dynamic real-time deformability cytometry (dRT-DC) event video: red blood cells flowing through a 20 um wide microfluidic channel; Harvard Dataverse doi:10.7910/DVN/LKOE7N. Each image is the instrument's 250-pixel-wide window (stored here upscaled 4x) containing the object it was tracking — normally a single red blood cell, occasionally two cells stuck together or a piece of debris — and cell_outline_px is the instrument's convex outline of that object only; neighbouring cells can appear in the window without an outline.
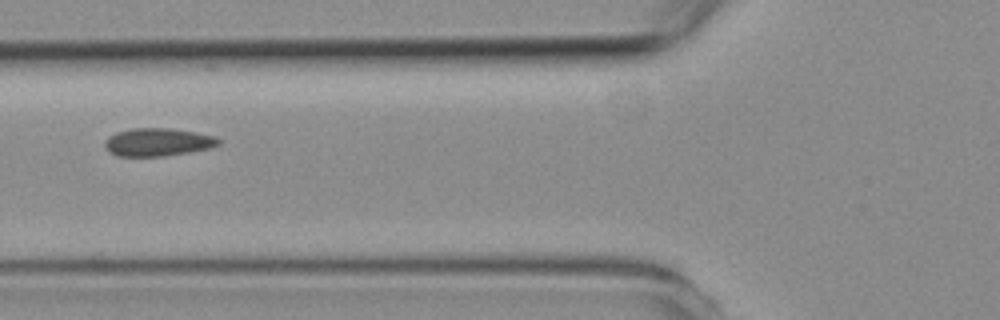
{"species": "common noctule bat (a hibernating species)", "species_latin": "Nyctalus noctula", "temperature_condition": "room temperature", "stored_images_in_passage": 6, "camera_frame_rate_fps": 3000, "um_per_image_px": 0.085, "animal": {"sex": "female", "body_mass_g": 19.3, "forearm_length_mm": 54.1}, "frame": {"image": 1, "passage_image": 6, "time_ms": 5.667, "image_size_px": [1000, 320], "cell_outline_px": [[220, 144], [208, 148], [188, 152], [164, 156], [116, 156], [108, 152], [104, 148], [104, 140], [108, 136], [116, 132], [132, 128], [168, 128], [196, 132], [212, 136], [220, 140]], "centroid_in_image_um": [13.33, 12.08], "position_along_channel_um": 112.5, "area_um2": 18.55}}